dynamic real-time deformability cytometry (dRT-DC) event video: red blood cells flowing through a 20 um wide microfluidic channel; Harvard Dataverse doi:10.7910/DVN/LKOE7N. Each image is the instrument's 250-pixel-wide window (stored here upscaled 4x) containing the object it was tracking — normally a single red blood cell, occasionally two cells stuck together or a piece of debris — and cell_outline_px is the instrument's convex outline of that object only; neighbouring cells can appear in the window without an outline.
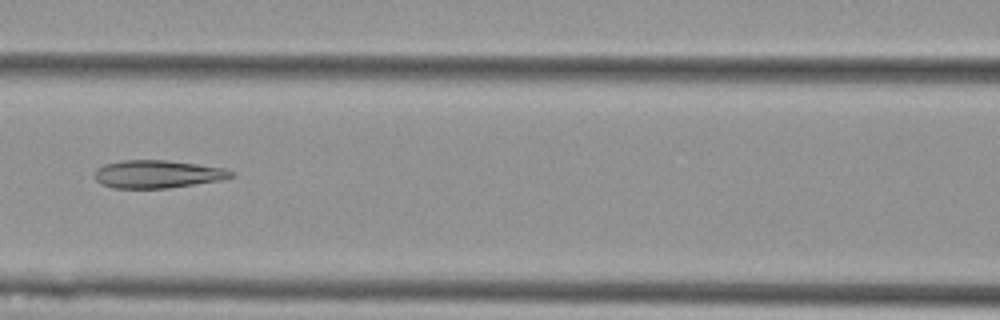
{"species": "Egyptian fruit bat (a non-hibernating species)", "species_latin": "Rousettus aegyptiacus", "temperature_condition": "cold", "stored_images_in_passage": 9, "camera_frame_rate_fps": 3000, "um_per_image_px": 0.085, "animal": {"sex": "female"}, "frame": {"image": 1, "passage_image": 7, "time_ms": 2.0, "image_size_px": [1000, 320], "cell_outline_px": [[236, 176], [220, 180], [168, 188], [112, 188], [96, 180], [96, 168], [104, 164], [124, 160], [168, 160], [224, 168], [232, 172]], "centroid_in_image_um": [13.39, 14.79], "position_along_channel_um": 153.2, "area_um2": 21.96}}
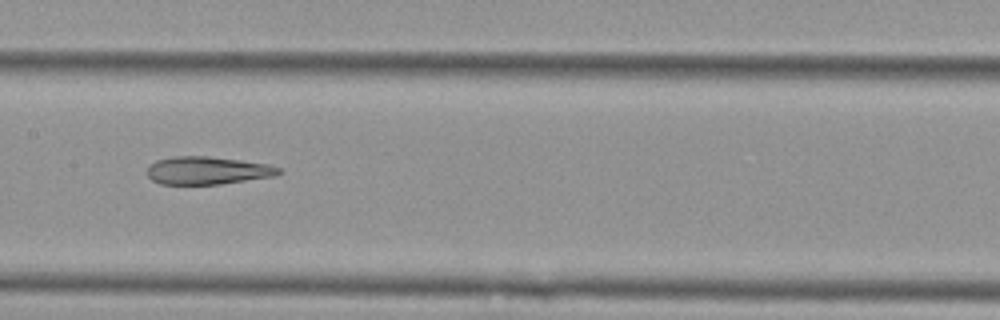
{"frame": {"image": 2, "passage_image": 8, "time_ms": 2.333, "image_size_px": [1000, 320], "cell_outline_px": [[284, 172], [276, 176], [220, 184], [160, 184], [152, 180], [148, 176], [148, 168], [156, 160], [172, 156], [208, 156], [240, 160], [268, 164], [280, 168]], "centroid_in_image_um": [17.67, 14.49], "position_along_channel_um": 189.7, "area_um2": 21.39}}
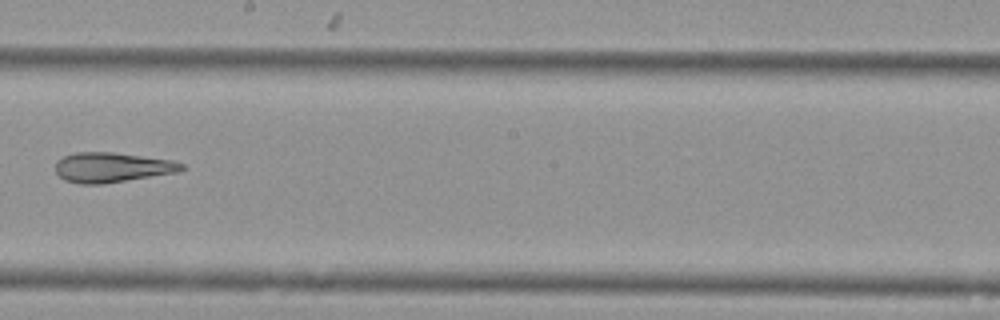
{"frame": {"image": 3, "passage_image": 9, "time_ms": 2.667, "image_size_px": [1000, 320], "cell_outline_px": [[184, 168], [180, 172], [104, 184], [80, 184], [64, 180], [56, 172], [56, 160], [64, 156], [76, 152], [112, 152], [172, 160], [184, 164]], "centroid_in_image_um": [9.52, 14.23], "position_along_channel_um": 238.7, "area_um2": 22.08}}